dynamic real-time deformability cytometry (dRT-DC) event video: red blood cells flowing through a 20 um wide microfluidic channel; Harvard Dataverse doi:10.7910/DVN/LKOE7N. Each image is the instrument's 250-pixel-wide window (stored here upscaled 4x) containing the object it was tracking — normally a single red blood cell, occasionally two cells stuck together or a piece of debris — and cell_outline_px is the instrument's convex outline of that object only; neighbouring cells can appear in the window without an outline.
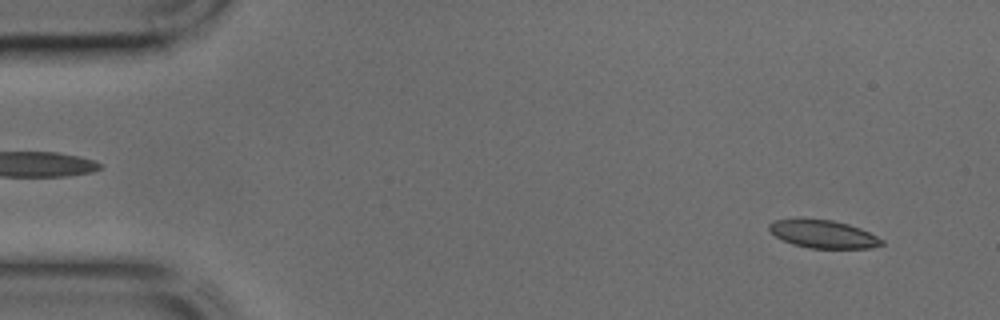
{"species": "common noctule bat (a hibernating species)", "species_latin": "Nyctalus noctula", "temperature_condition": "cold", "stored_images_in_passage": 43, "camera_frame_rate_fps": 3000, "um_per_image_px": 0.085, "animal": {"sex": "male", "body_mass_g": 17.9, "forearm_length_mm": 54.2}, "frame": {"image": 1, "passage_image": 3, "time_ms": 0.667, "image_size_px": [1000, 320], "cell_outline_px": [[884, 244], [872, 248], [808, 248], [792, 244], [776, 236], [768, 228], [768, 224], [776, 220], [800, 216], [832, 220], [848, 224], [860, 228], [884, 240]], "centroid_in_image_um": [69.94, 19.86], "position_along_channel_um": 15.1, "area_um2": 18.73}}
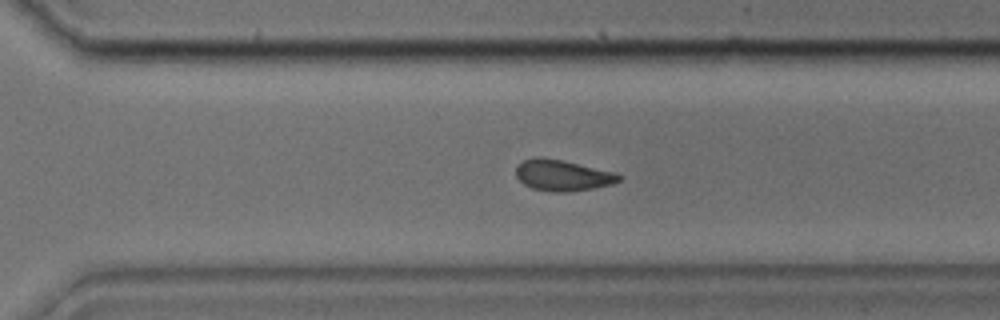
{"frame": {"image": 2, "passage_image": 30, "time_ms": 9.667, "image_size_px": [1000, 320], "cell_outline_px": [[624, 176], [620, 180], [612, 184], [592, 188], [564, 192], [552, 192], [532, 188], [524, 184], [516, 176], [516, 168], [524, 160], [564, 160], [616, 172]], "centroid_in_image_um": [47.9, 14.94], "position_along_channel_um": 322.7, "area_um2": 18.09}}
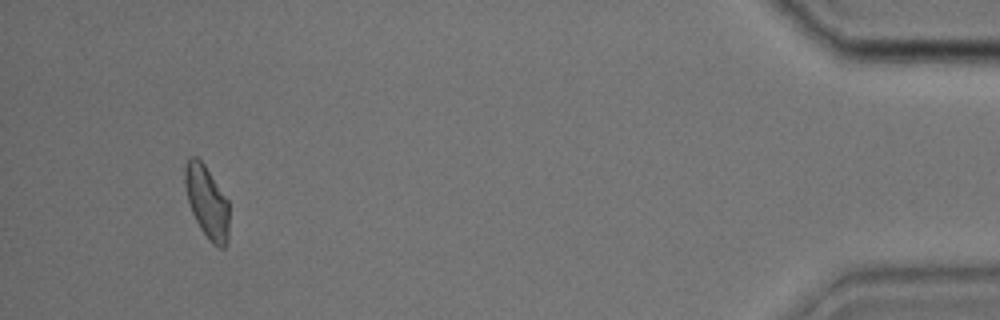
{"frame": {"image": 3, "passage_image": 41, "time_ms": 13.333, "image_size_px": [1000, 320], "cell_outline_px": [[228, 244], [224, 248], [220, 248], [212, 244], [208, 240], [200, 228], [192, 212], [188, 200], [184, 184], [184, 164], [192, 156], [196, 156], [204, 164], [228, 200]], "centroid_in_image_um": [17.58, 17.18], "position_along_channel_um": 417.6, "area_um2": 18.67}}